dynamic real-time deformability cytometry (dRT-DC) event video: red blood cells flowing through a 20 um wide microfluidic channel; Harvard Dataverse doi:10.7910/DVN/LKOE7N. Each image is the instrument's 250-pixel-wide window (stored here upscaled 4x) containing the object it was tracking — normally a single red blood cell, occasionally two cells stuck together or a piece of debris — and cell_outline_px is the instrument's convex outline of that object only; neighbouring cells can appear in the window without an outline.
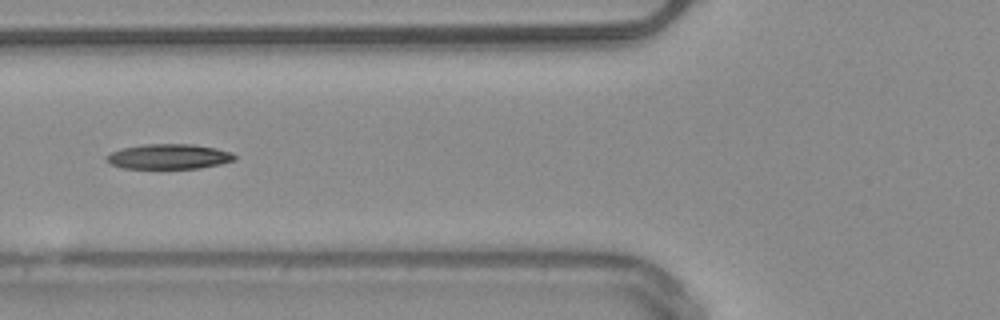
{"species": "common noctule bat (a hibernating species)", "species_latin": "Nyctalus noctula", "temperature_condition": "warm", "stored_images_in_passage": 37, "camera_frame_rate_fps": 3000, "um_per_image_px": 0.085, "animal": {"sex": "male", "body_mass_g": 20.4}, "frame": {"image": 1, "passage_image": 6, "time_ms": 1.667, "image_size_px": [1000, 320], "cell_outline_px": [[236, 160], [220, 164], [200, 168], [124, 168], [112, 164], [104, 160], [104, 156], [112, 152], [124, 148], [144, 144], [192, 144], [216, 148], [232, 152], [236, 156]], "centroid_in_image_um": [14.37, 13.3], "position_along_channel_um": 111.4, "area_um2": 18.67}, "authors_computed_cell_mechanics": {"area_um2": 18.785, "velocity_mm_per_s": 4.0167, "shape_relaxation_time_tau1_ms": 8.9819, "shape_relaxation_time_tau2_ms": 9.3563, "deformation_change_tau1": 0.2219, "deformation_change_tau2": 0.2204}}